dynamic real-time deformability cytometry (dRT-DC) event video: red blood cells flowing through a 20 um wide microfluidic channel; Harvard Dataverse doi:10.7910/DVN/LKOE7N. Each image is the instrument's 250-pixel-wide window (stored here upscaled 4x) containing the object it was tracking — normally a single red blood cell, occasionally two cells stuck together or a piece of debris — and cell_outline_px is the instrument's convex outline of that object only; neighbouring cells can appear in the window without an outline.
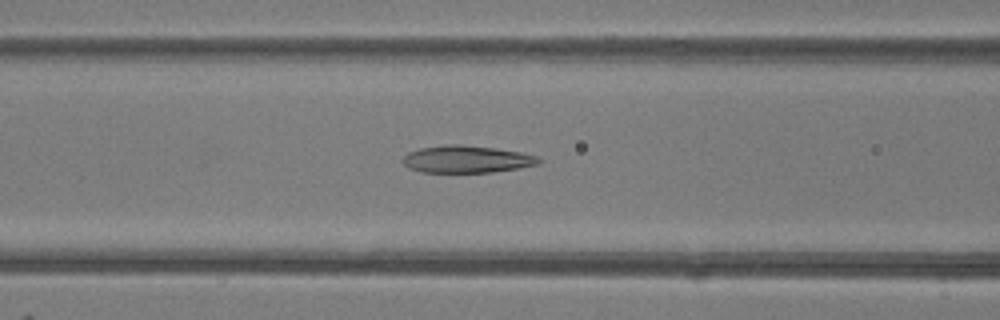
{"species": "common noctule bat (a hibernating species)", "species_latin": "Nyctalus noctula", "temperature_condition": "room temperature", "stored_images_in_passage": 47, "camera_frame_rate_fps": 3000, "um_per_image_px": 0.085, "animal": {"sex": "female"}, "frame": {"image": 1, "passage_image": 20, "time_ms": 6.333, "image_size_px": [1000, 320], "cell_outline_px": [[544, 160], [540, 164], [520, 168], [492, 172], [420, 172], [408, 168], [400, 160], [408, 152], [420, 148], [444, 144], [460, 144], [496, 148], [520, 152], [536, 156]], "centroid_in_image_um": [39.66, 13.53], "position_along_channel_um": 126.9, "area_um2": 21.85}}
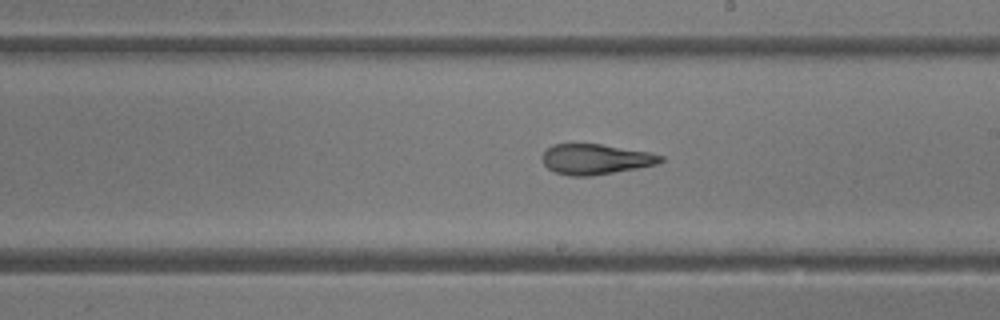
{"frame": {"image": 2, "passage_image": 28, "time_ms": 9.0, "image_size_px": [1000, 320], "cell_outline_px": [[664, 160], [656, 164], [636, 168], [592, 176], [568, 176], [552, 172], [544, 164], [540, 156], [552, 144], [600, 144], [648, 152], [664, 156]], "centroid_in_image_um": [50.57, 13.54], "position_along_channel_um": 238.4, "area_um2": 20.92}}
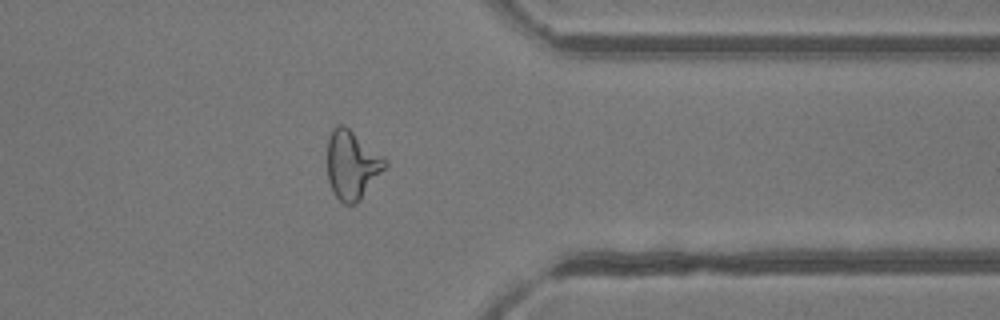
{"frame": {"image": 3, "passage_image": 39, "time_ms": 12.667, "image_size_px": [1000, 320], "cell_outline_px": [[388, 164], [360, 200], [356, 204], [344, 204], [336, 196], [328, 180], [328, 140], [332, 128], [336, 124], [344, 124], [384, 156], [388, 160]], "centroid_in_image_um": [29.93, 13.99], "position_along_channel_um": 381.5, "area_um2": 23.06}, "authors_computed_cell_mechanics": {"area_um2": 23.0622, "velocity_mm_per_s": 4.1791, "shape_relaxation_time_tau1_ms": null, "shape_relaxation_time_tau2_ms": 1.0619, "deformation_change_tau1": null, "deformation_change_tau2": 0.0946}}